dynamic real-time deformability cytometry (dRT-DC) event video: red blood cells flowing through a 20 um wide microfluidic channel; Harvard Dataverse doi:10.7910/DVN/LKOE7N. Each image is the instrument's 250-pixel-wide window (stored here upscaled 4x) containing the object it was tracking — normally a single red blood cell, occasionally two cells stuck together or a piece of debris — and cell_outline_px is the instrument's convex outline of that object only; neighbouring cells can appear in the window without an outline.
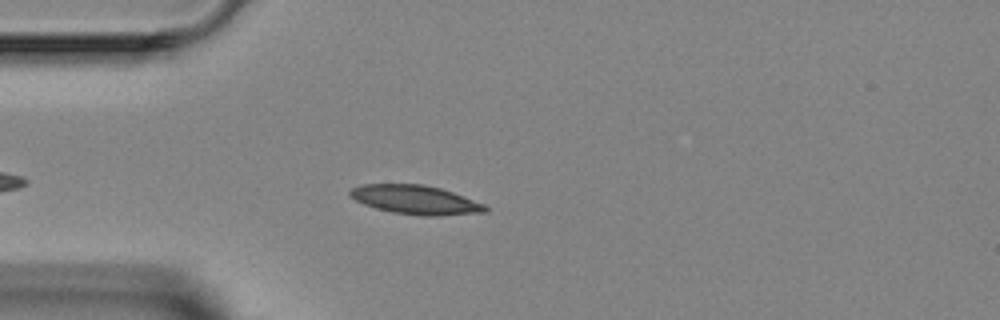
{"species": "Egyptian fruit bat (a non-hibernating species)", "species_latin": "Rousettus aegyptiacus", "temperature_condition": "room temperature", "stored_images_in_passage": 3, "camera_frame_rate_fps": 3000, "um_per_image_px": 0.085, "animal": {"sex": "female"}, "frame": {"image": 1, "passage_image": 3, "time_ms": 2.333, "image_size_px": [1000, 320], "cell_outline_px": [[488, 212], [440, 216], [420, 216], [392, 212], [376, 208], [364, 204], [348, 196], [348, 192], [352, 188], [360, 184], [424, 184], [440, 188], [452, 192], [484, 204], [488, 208]], "centroid_in_image_um": [35.3, 16.98], "position_along_channel_um": 49.7, "area_um2": 22.95}}